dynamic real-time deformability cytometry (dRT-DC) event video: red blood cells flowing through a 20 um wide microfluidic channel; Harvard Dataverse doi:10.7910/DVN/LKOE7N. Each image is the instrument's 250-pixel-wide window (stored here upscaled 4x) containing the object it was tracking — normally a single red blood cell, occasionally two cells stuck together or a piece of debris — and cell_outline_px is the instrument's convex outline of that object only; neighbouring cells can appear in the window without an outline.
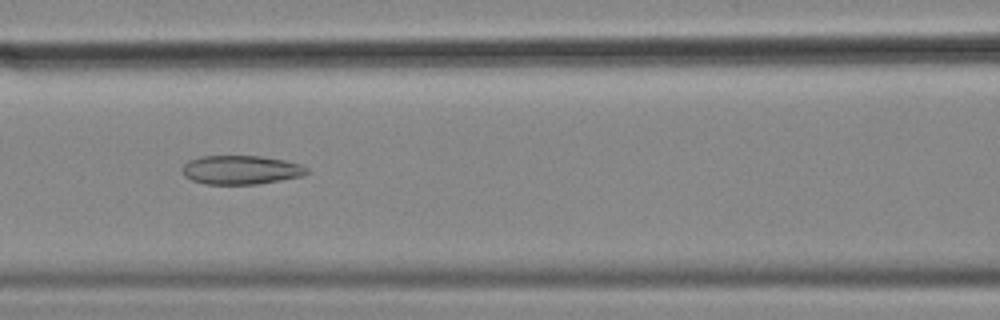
{"species": "common noctule bat (a hibernating species)", "species_latin": "Nyctalus noctula", "temperature_condition": "cold", "stored_images_in_passage": 45, "camera_frame_rate_fps": 3000, "um_per_image_px": 0.085, "animal": {"sex": "female", "body_mass_g": 18.4}, "frame": {"image": 1, "passage_image": 13, "time_ms": 4.0, "image_size_px": [1000, 320], "cell_outline_px": [[308, 172], [300, 176], [256, 184], [204, 184], [192, 180], [184, 176], [180, 168], [188, 160], [200, 156], [260, 156], [284, 160], [300, 164], [308, 168]], "centroid_in_image_um": [20.41, 14.43], "position_along_channel_um": 146.2, "area_um2": 20.92}}
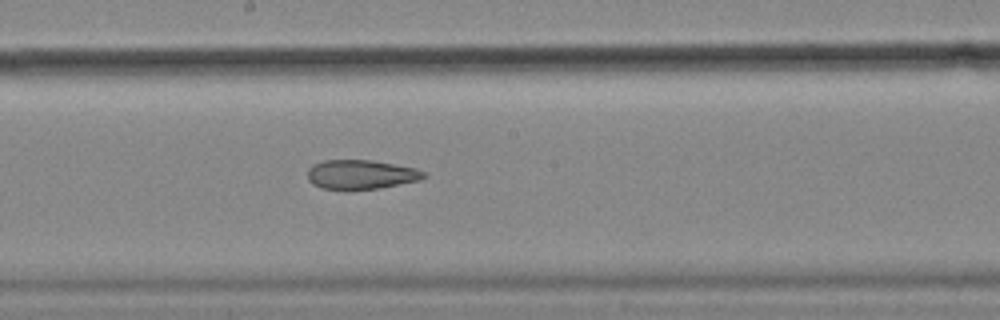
{"frame": {"image": 2, "passage_image": 19, "time_ms": 6.0, "image_size_px": [1000, 320], "cell_outline_px": [[428, 176], [420, 180], [380, 188], [348, 192], [344, 192], [320, 188], [312, 184], [308, 180], [308, 168], [312, 164], [324, 160], [372, 160], [416, 168], [424, 172]], "centroid_in_image_um": [30.64, 14.87], "position_along_channel_um": 217.6, "area_um2": 20.58}}
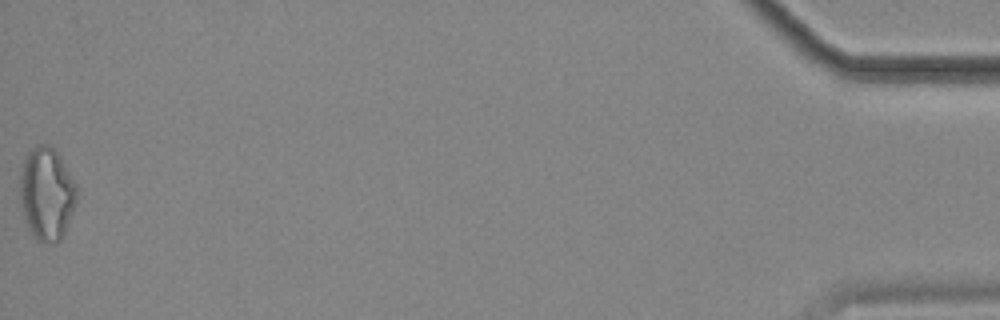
{"frame": {"image": 3, "passage_image": 45, "time_ms": 14.667, "image_size_px": [1000, 320], "cell_outline_px": [[76, 200], [64, 232], [60, 240], [56, 244], [52, 244], [36, 240], [28, 228], [24, 216], [20, 196], [20, 176], [24, 160], [28, 152], [40, 144], [48, 144], [60, 156], [76, 184]], "centroid_in_image_um": [3.96, 16.48], "position_along_channel_um": 431.2, "area_um2": 30.29}, "authors_computed_cell_mechanics": {"area_um2": 22.4842, "velocity_mm_per_s": 3.5864, "shape_relaxation_time_tau1_ms": null, "shape_relaxation_time_tau2_ms": 5.277, "deformation_change_tau1": null, "deformation_change_tau2": 0.1576}}